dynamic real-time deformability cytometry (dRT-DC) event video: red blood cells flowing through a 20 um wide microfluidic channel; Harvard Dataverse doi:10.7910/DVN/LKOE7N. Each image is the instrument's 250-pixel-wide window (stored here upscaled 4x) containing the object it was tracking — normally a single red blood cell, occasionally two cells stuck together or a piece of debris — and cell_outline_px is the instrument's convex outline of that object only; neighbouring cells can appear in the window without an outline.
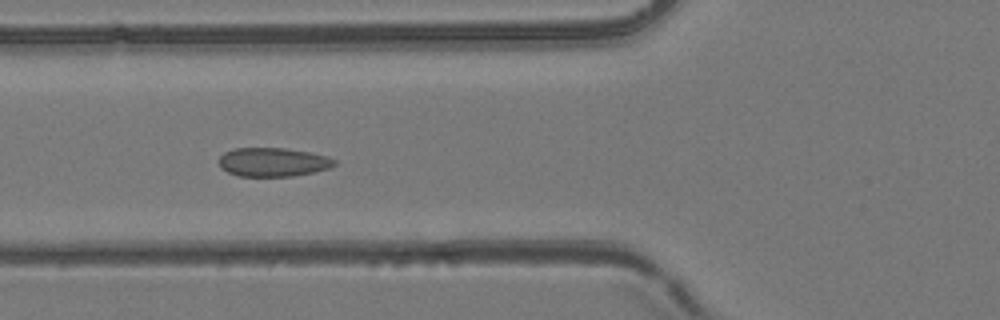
{"species": "common noctule bat (a hibernating species)", "species_latin": "Nyctalus noctula", "temperature_condition": "room temperature", "stored_images_in_passage": 51, "camera_frame_rate_fps": 3000, "um_per_image_px": 0.085, "animal": {"sex": "female", "body_mass_g": 24.6, "forearm_length_mm": 56.2}, "frame": {"image": 1, "passage_image": 21, "time_ms": 6.667, "image_size_px": [1000, 320], "cell_outline_px": [[336, 164], [328, 168], [312, 172], [292, 176], [236, 176], [220, 168], [220, 156], [224, 152], [236, 148], [284, 148], [308, 152], [328, 156], [336, 160]], "centroid_in_image_um": [23.19, 13.78], "position_along_channel_um": 102.6, "area_um2": 19.31}}
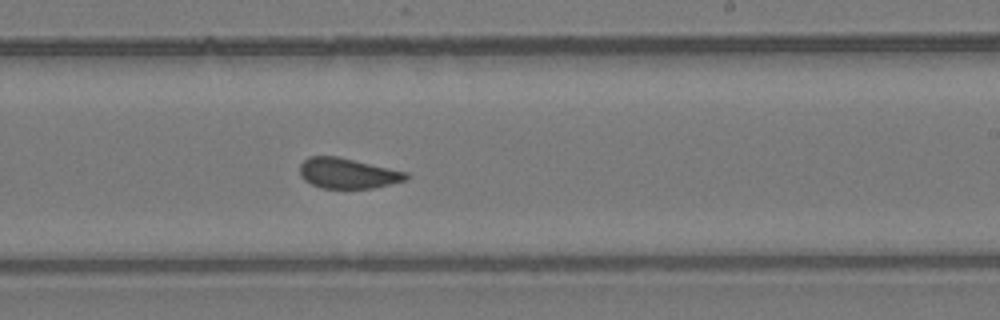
{"frame": {"image": 2, "passage_image": 33, "time_ms": 10.667, "image_size_px": [1000, 320], "cell_outline_px": [[408, 176], [404, 180], [372, 188], [320, 188], [304, 180], [300, 176], [300, 164], [308, 156], [336, 156], [408, 172]], "centroid_in_image_um": [29.5, 14.72], "position_along_channel_um": 259.5, "area_um2": 18.61}}
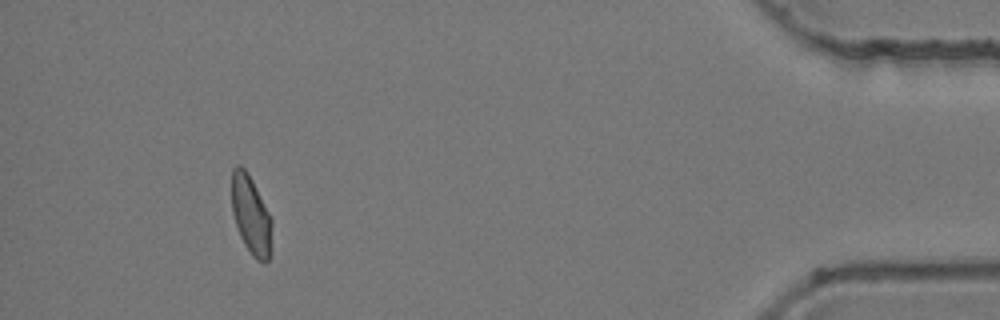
{"frame": {"image": 3, "passage_image": 50, "time_ms": 16.333, "image_size_px": [1000, 320], "cell_outline_px": [[272, 248], [268, 260], [264, 264], [256, 260], [252, 256], [244, 244], [240, 236], [232, 212], [232, 168], [236, 164], [240, 164], [248, 172], [272, 216]], "centroid_in_image_um": [21.36, 18.3], "position_along_channel_um": 413.8, "area_um2": 18.96}}